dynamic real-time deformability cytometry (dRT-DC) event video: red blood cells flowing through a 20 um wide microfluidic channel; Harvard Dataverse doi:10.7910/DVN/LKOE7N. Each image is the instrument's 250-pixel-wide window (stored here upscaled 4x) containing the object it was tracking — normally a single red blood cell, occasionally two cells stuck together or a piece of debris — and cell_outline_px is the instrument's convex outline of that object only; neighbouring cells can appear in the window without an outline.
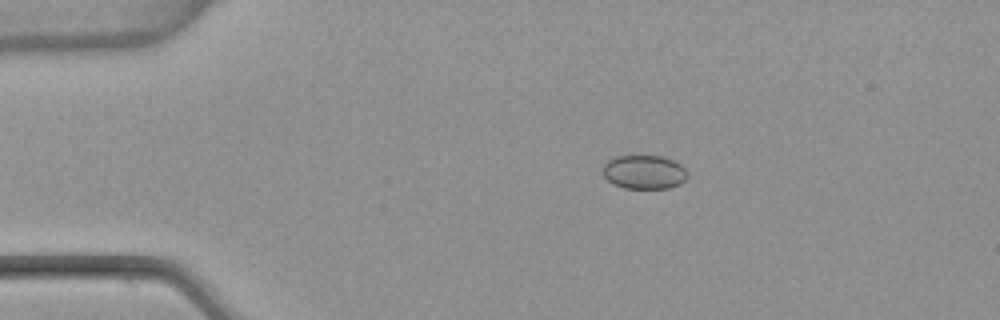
{"species": "common noctule bat (a hibernating species)", "species_latin": "Nyctalus noctula", "temperature_condition": "warm", "stored_images_in_passage": 50, "camera_frame_rate_fps": 3000, "um_per_image_px": 0.085, "animal": {"sex": "female", "body_mass_g": 22.7, "forearm_length_mm": 54.2}, "frame": {"image": 1, "passage_image": 7, "time_ms": 2.0, "image_size_px": [1000, 320], "cell_outline_px": [[688, 176], [680, 184], [668, 188], [624, 188], [612, 184], [600, 172], [604, 164], [608, 160], [616, 156], [664, 156], [676, 160], [688, 172]], "centroid_in_image_um": [54.74, 14.62], "position_along_channel_um": 30.3, "area_um2": 16.99}}
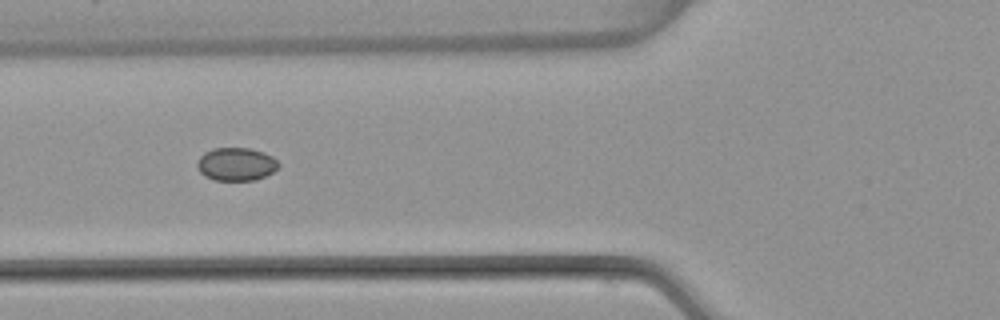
{"frame": {"image": 2, "passage_image": 17, "time_ms": 5.333, "image_size_px": [1000, 320], "cell_outline_px": [[280, 164], [272, 172], [256, 180], [212, 180], [204, 176], [200, 172], [196, 164], [200, 156], [204, 152], [212, 148], [248, 148], [264, 152], [272, 156]], "centroid_in_image_um": [20.05, 13.95], "position_along_channel_um": 105.8, "area_um2": 15.72}}
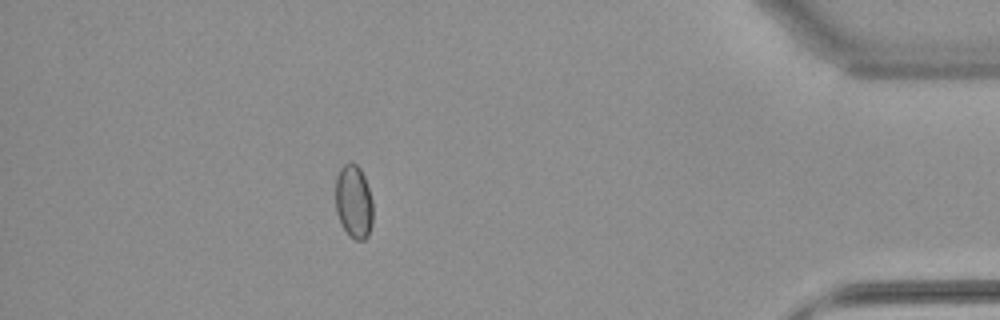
{"frame": {"image": 3, "passage_image": 44, "time_ms": 14.333, "image_size_px": [1000, 320], "cell_outline_px": [[372, 224], [368, 236], [364, 240], [356, 240], [344, 228], [336, 212], [336, 176], [340, 168], [344, 164], [356, 164], [360, 168], [364, 176], [372, 200]], "centroid_in_image_um": [30.07, 17.14], "position_along_channel_um": 405.1, "area_um2": 15.78}}